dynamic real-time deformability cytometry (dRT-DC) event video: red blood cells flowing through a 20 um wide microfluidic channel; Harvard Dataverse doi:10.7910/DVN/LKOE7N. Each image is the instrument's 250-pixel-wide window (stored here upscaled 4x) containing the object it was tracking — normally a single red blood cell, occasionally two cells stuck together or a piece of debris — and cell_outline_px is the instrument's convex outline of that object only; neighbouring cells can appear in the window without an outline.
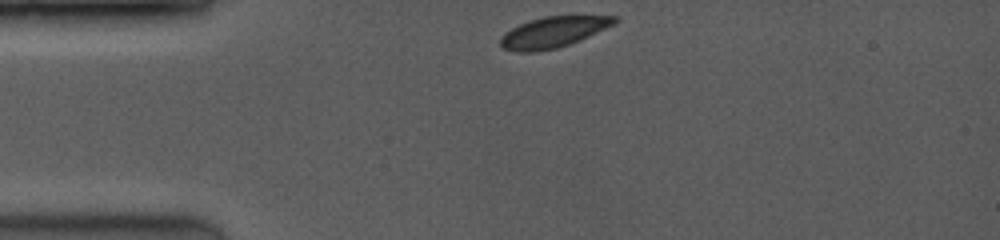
{"species": "common noctule bat (a hibernating species)", "species_latin": "Nyctalus noctula", "temperature_condition": "room temperature", "stored_images_in_passage": 29, "camera_frame_rate_fps": 3500, "um_per_image_px": 0.085, "animal": {"sex": "female", "body_mass_g": 19.0, "forearm_length_mm": 53.3}, "frame": {"image": 1, "passage_image": 1, "time_ms": 0.0, "image_size_px": [1000, 240], "cell_outline_px": [[620, 20], [580, 40], [556, 48], [536, 52], [516, 52], [500, 48], [500, 36], [504, 32], [528, 20], [544, 16], [616, 16]], "centroid_in_image_um": [46.94, 2.74], "position_along_channel_um": 38.1, "area_um2": 20.4}}
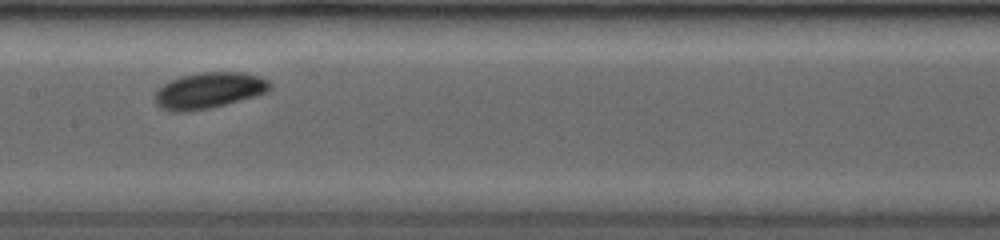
{"frame": {"image": 2, "passage_image": 13, "time_ms": 4.571, "image_size_px": [1000, 240], "cell_outline_px": [[272, 88], [268, 92], [224, 104], [208, 108], [184, 112], [172, 112], [160, 108], [156, 104], [156, 92], [164, 84], [180, 76], [200, 72], [240, 72], [256, 76], [268, 80], [272, 84]], "centroid_in_image_um": [17.75, 7.69], "position_along_channel_um": 189.6, "area_um2": 23.87}}
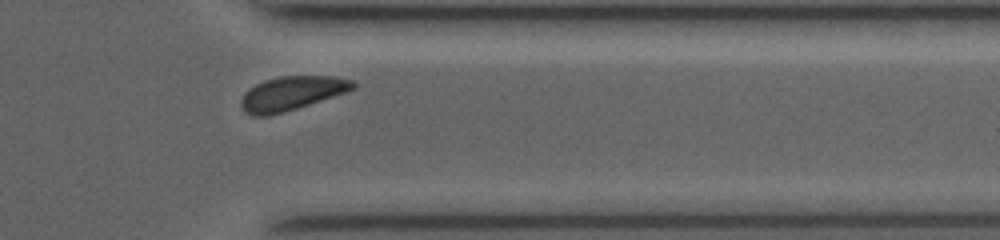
{"frame": {"image": 3, "passage_image": 27, "time_ms": 9.429, "image_size_px": [1000, 240], "cell_outline_px": [[356, 88], [348, 92], [284, 112], [268, 116], [252, 116], [244, 112], [240, 104], [240, 100], [244, 92], [248, 88], [264, 80], [280, 76], [336, 76], [352, 80], [356, 84]], "centroid_in_image_um": [24.78, 7.93], "position_along_channel_um": 386.6, "area_um2": 22.43}, "authors_computed_cell_mechanics": {"area_um2": 22.542, "velocity_mm_per_s": 4.0255, "shape_relaxation_time_tau1_ms": 0.8516, "shape_relaxation_time_tau2_ms": null, "deformation_change_tau1": 0.0787, "deformation_change_tau2": null}}